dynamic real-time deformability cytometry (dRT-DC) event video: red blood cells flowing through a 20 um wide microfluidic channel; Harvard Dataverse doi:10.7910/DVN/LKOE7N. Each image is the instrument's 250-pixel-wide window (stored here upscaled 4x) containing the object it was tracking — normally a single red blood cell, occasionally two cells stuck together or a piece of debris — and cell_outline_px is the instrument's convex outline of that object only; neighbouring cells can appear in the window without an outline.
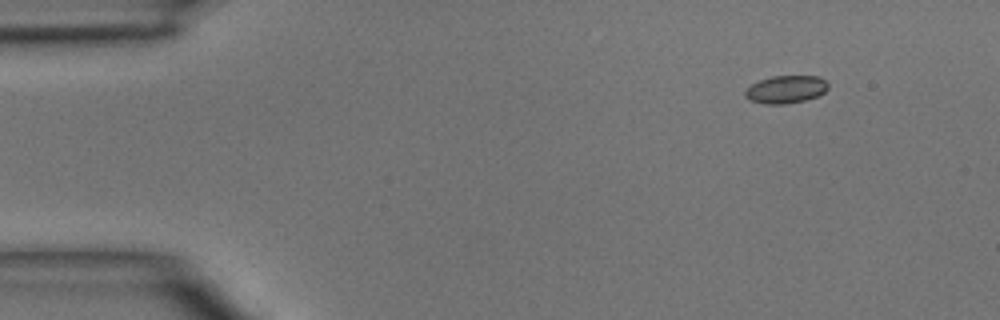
{"species": "common noctule bat (a hibernating species)", "species_latin": "Nyctalus noctula", "temperature_condition": "room temperature", "stored_images_in_passage": 4, "camera_frame_rate_fps": 3000, "um_per_image_px": 0.085, "animal": {"sex": "male", "body_mass_g": 15.6}, "frame": {"image": 1, "passage_image": 1, "time_ms": 0.0, "image_size_px": [1000, 320], "cell_outline_px": [[828, 88], [824, 92], [816, 96], [804, 100], [784, 104], [764, 104], [752, 100], [744, 96], [744, 92], [752, 84], [760, 80], [772, 76], [820, 76], [828, 84]], "centroid_in_image_um": [66.8, 7.59], "position_along_channel_um": 18.2, "area_um2": 13.24}}